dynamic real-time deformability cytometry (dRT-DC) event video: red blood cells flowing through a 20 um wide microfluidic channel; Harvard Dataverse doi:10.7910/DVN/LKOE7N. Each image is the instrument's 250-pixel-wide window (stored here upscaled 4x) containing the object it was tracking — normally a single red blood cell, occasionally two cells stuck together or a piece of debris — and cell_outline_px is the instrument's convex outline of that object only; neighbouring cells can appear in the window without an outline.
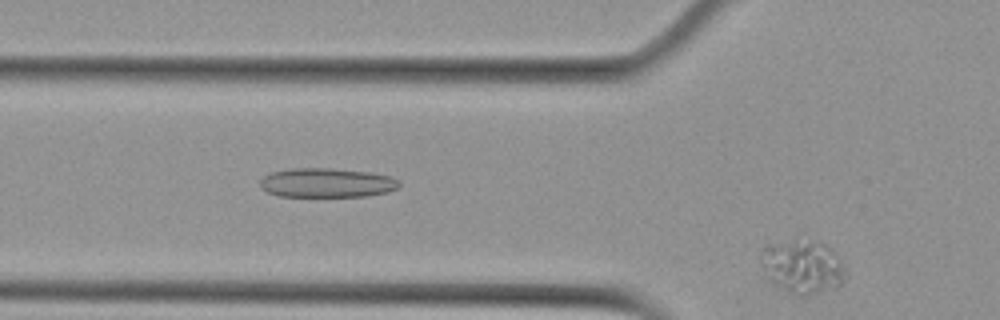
{"species": "Egyptian fruit bat (a non-hibernating species)", "species_latin": "Rousettus aegyptiacus", "temperature_condition": "cold", "stored_images_in_passage": 20, "camera_frame_rate_fps": 3000, "um_per_image_px": 0.085, "animal": {"sex": "female"}, "frame": {"image": 1, "passage_image": 20, "time_ms": 6.333, "image_size_px": [1000, 320], "cell_outline_px": [[848, 276], [836, 288], [808, 296], [800, 296], [776, 284], [772, 280], [760, 264], [760, 248], [764, 244], [796, 240], [812, 240], [824, 244], [832, 248], [836, 252], [848, 272]], "centroid_in_image_um": [68.26, 22.64], "position_along_channel_um": 57.5, "area_um2": 26.7}}